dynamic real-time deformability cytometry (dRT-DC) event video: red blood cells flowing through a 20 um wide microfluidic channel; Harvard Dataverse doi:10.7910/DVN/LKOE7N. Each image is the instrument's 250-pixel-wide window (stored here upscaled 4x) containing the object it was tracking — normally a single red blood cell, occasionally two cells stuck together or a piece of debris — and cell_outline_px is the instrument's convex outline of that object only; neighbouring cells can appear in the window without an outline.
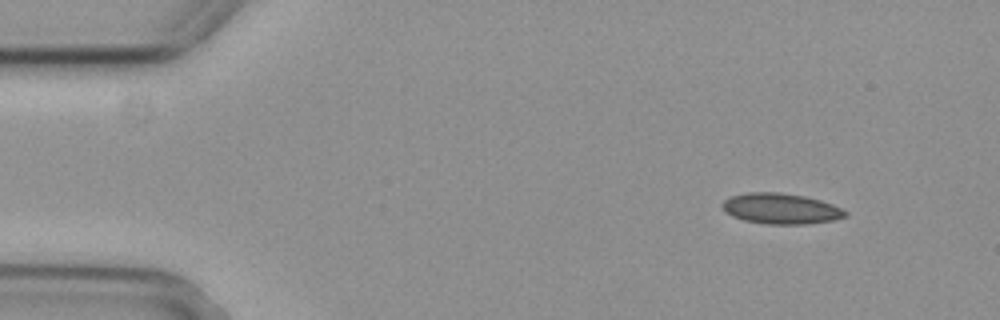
{"species": "common noctule bat (a hibernating species)", "species_latin": "Nyctalus noctula", "temperature_condition": "cold", "stored_images_in_passage": 3, "camera_frame_rate_fps": 3000, "um_per_image_px": 0.085, "animal": {"sex": "female", "body_mass_g": 29.2, "forearm_length_mm": 56.3}, "frame": {"image": 1, "passage_image": 1, "time_ms": 0.0, "image_size_px": [1000, 320], "cell_outline_px": [[848, 216], [832, 220], [804, 224], [764, 224], [744, 220], [732, 216], [724, 212], [720, 208], [720, 204], [724, 200], [732, 196], [748, 192], [780, 192], [804, 196], [820, 200], [832, 204], [848, 212]], "centroid_in_image_um": [66.33, 17.73], "position_along_channel_um": 18.7, "area_um2": 22.08}}